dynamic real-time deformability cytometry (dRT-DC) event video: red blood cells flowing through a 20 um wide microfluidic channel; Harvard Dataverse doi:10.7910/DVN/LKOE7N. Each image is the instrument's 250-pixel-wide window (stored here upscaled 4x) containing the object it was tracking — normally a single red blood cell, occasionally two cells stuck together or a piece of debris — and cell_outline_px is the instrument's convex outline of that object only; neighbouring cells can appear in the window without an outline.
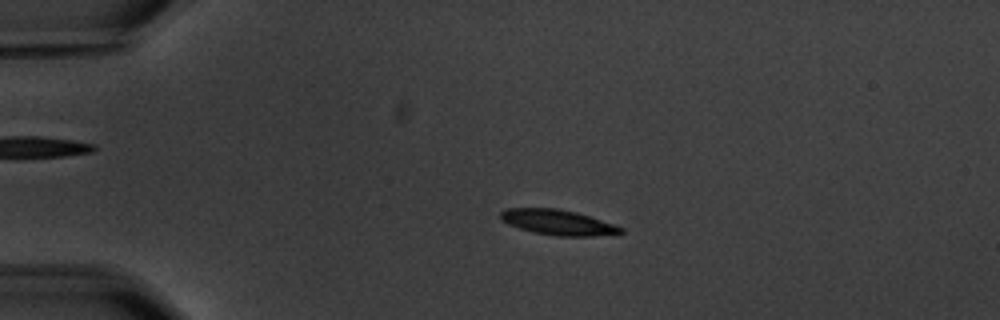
{"species": "common noctule bat (a hibernating species)", "species_latin": "Nyctalus noctula", "temperature_condition": "warm", "stored_images_in_passage": 4, "camera_frame_rate_fps": 3000, "um_per_image_px": 0.085, "animal": {"sex": "male", "body_mass_g": 20.1, "forearm_length_mm": 53.5}, "frame": {"image": 1, "passage_image": 3, "time_ms": 2.333, "image_size_px": [1000, 320], "cell_outline_px": [[624, 232], [596, 236], [556, 236], [532, 232], [508, 224], [500, 220], [500, 212], [504, 208], [556, 208], [576, 212], [624, 228]], "centroid_in_image_um": [47.36, 18.9], "position_along_channel_um": 37.6, "area_um2": 17.63}}